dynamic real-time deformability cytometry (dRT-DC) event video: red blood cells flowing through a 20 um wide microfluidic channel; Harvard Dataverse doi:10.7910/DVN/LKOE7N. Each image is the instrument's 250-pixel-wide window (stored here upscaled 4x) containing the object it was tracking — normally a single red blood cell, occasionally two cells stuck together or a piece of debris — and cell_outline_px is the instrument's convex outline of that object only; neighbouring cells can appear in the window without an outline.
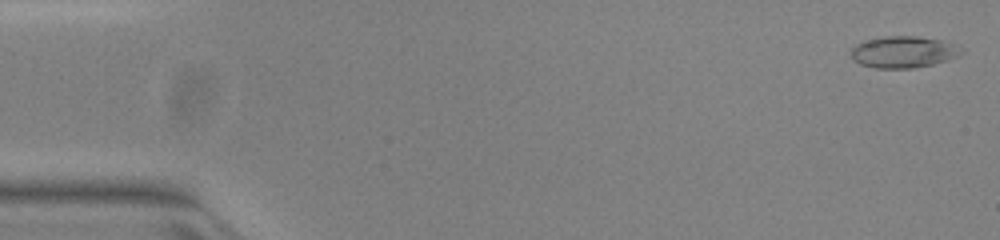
{"species": "common noctule bat (a hibernating species)", "species_latin": "Nyctalus noctula", "temperature_condition": "warm", "stored_images_in_passage": 51, "camera_frame_rate_fps": 3000, "um_per_image_px": 0.085, "animal": {"sex": "female", "body_mass_g": 23.0, "forearm_length_mm": 53.4}, "frame": {"image": 1, "passage_image": 1, "time_ms": 0.0, "image_size_px": [1000, 240], "cell_outline_px": [[964, 52], [960, 56], [948, 60], [932, 64], [912, 68], [876, 68], [860, 64], [852, 56], [852, 48], [856, 44], [868, 40], [884, 36], [916, 36], [940, 40], [964, 48]], "centroid_in_image_um": [76.84, 4.42], "position_along_channel_um": 8.2, "area_um2": 20.17}}
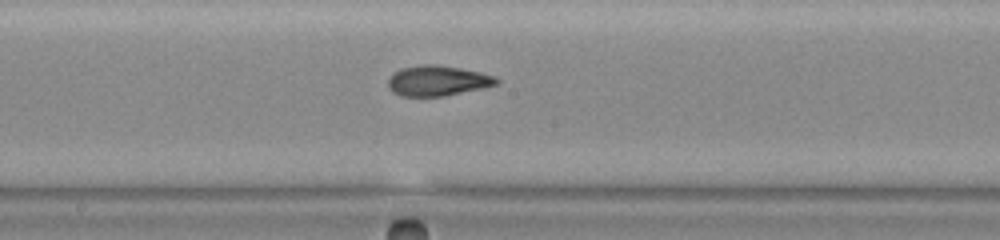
{"frame": {"image": 2, "passage_image": 27, "time_ms": 8.667, "image_size_px": [1000, 240], "cell_outline_px": [[500, 80], [496, 84], [480, 88], [444, 96], [400, 96], [392, 92], [388, 88], [388, 80], [400, 68], [420, 64], [436, 64], [460, 68], [480, 72], [496, 76]], "centroid_in_image_um": [37.17, 6.85], "position_along_channel_um": 211.0, "area_um2": 19.07}}
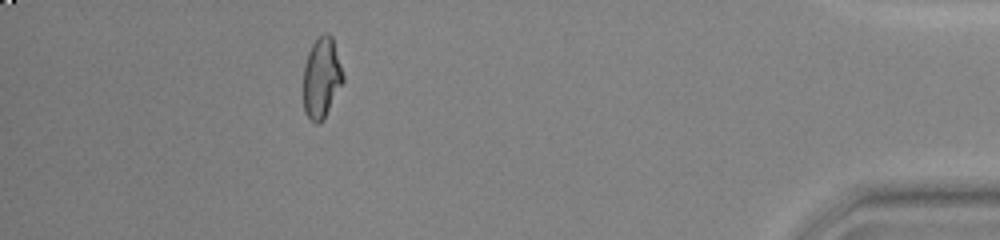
{"frame": {"image": 3, "passage_image": 46, "time_ms": 15.0, "image_size_px": [1000, 240], "cell_outline_px": [[344, 80], [324, 116], [316, 124], [304, 112], [304, 64], [308, 52], [312, 44], [324, 32], [328, 32], [332, 36], [344, 76]], "centroid_in_image_um": [27.33, 6.55], "position_along_channel_um": 407.9, "area_um2": 18.21}, "authors_computed_cell_mechanics": {"area_um2": 19.1318, "velocity_mm_per_s": 3.9888, "shape_relaxation_time_tau1_ms": null, "shape_relaxation_time_tau2_ms": 1.2676, "deformation_change_tau1": null, "deformation_change_tau2": 0.0761}}